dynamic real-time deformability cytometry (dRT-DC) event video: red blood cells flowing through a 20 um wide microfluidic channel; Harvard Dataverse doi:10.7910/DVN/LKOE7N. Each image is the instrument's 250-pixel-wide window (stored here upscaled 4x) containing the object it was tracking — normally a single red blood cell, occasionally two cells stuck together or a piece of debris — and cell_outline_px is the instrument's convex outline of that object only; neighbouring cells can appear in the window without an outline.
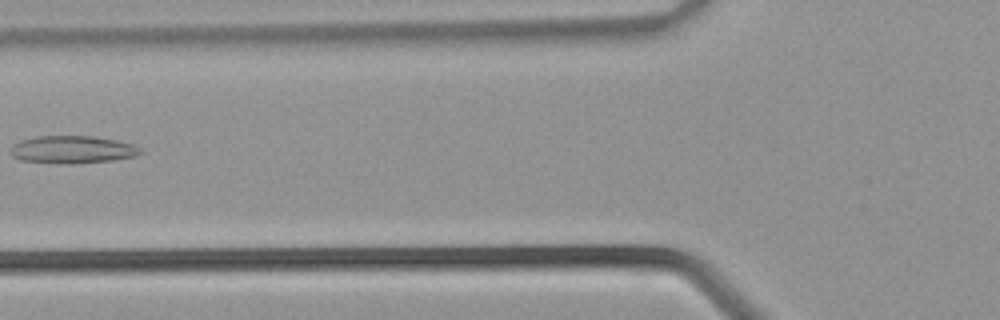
{"species": "common noctule bat (a hibernating species)", "species_latin": "Nyctalus noctula", "temperature_condition": "warm", "stored_images_in_passage": 22, "camera_frame_rate_fps": 3000, "um_per_image_px": 0.085, "animal": {"sex": "male", "body_mass_g": 21.5, "forearm_length_mm": 52.0}, "frame": {"image": 1, "passage_image": 5, "time_ms": 1.333, "image_size_px": [1000, 320], "cell_outline_px": [[144, 152], [136, 156], [116, 160], [72, 164], [64, 164], [20, 160], [12, 156], [12, 144], [20, 140], [36, 136], [92, 136], [116, 140], [132, 144], [140, 148]], "centroid_in_image_um": [6.17, 12.72], "position_along_channel_um": 119.6, "area_um2": 21.04}}
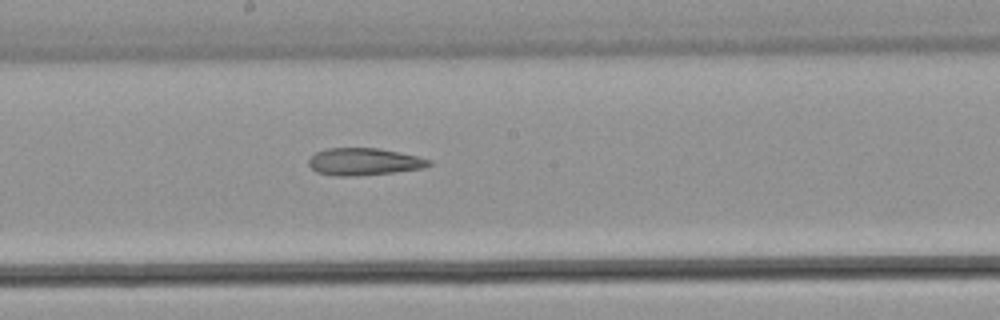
{"frame": {"image": 2, "passage_image": 10, "time_ms": 3.0, "image_size_px": [1000, 320], "cell_outline_px": [[432, 164], [424, 168], [392, 172], [348, 176], [336, 176], [316, 172], [308, 164], [308, 160], [316, 152], [328, 148], [380, 148], [416, 156], [432, 160]], "centroid_in_image_um": [30.93, 13.74], "position_along_channel_um": 217.3, "area_um2": 18.9}}
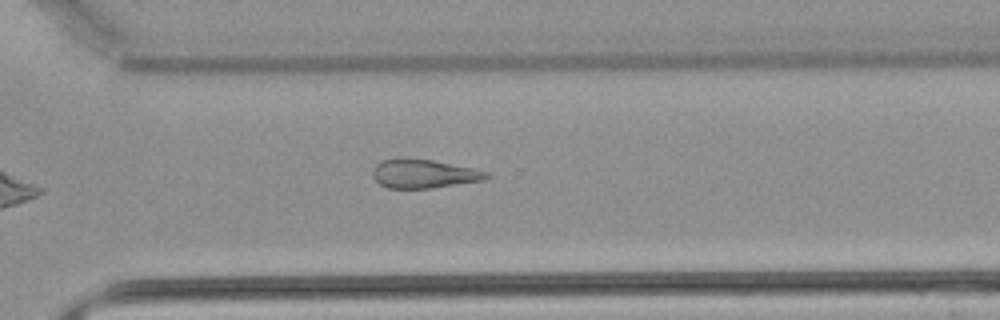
{"frame": {"image": 3, "passage_image": 16, "time_ms": 5.0, "image_size_px": [1000, 320], "cell_outline_px": [[492, 176], [484, 180], [432, 188], [388, 188], [380, 184], [372, 176], [372, 172], [376, 164], [380, 160], [400, 156], [432, 160], [472, 168], [488, 172]], "centroid_in_image_um": [35.98, 14.74], "position_along_channel_um": 334.6, "area_um2": 19.36}}